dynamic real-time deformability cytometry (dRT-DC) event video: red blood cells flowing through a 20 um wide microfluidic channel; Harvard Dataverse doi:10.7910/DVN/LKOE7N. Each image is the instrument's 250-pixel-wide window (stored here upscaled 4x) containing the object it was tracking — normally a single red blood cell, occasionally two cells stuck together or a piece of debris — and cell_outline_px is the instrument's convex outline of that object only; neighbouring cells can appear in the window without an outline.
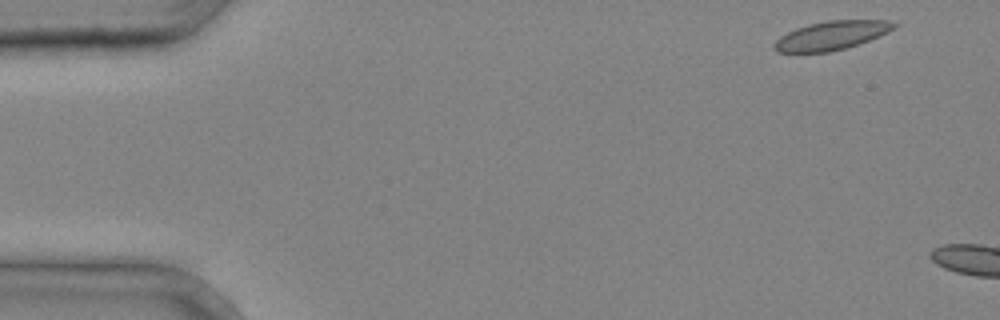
{"species": "common noctule bat (a hibernating species)", "species_latin": "Nyctalus noctula", "temperature_condition": "cold", "stored_images_in_passage": 2, "camera_frame_rate_fps": 3000, "um_per_image_px": 0.085, "animal": {"sex": "male", "body_mass_g": 20.4}, "frame": {"image": 1, "passage_image": 1, "time_ms": 0.0, "image_size_px": [1000, 320], "cell_outline_px": [[900, 24], [896, 28], [888, 32], [868, 40], [844, 48], [828, 52], [776, 52], [772, 48], [772, 44], [780, 36], [796, 28], [808, 24], [828, 20], [888, 20]], "centroid_in_image_um": [70.66, 3.0], "position_along_channel_um": 14.3, "area_um2": 20.06}}